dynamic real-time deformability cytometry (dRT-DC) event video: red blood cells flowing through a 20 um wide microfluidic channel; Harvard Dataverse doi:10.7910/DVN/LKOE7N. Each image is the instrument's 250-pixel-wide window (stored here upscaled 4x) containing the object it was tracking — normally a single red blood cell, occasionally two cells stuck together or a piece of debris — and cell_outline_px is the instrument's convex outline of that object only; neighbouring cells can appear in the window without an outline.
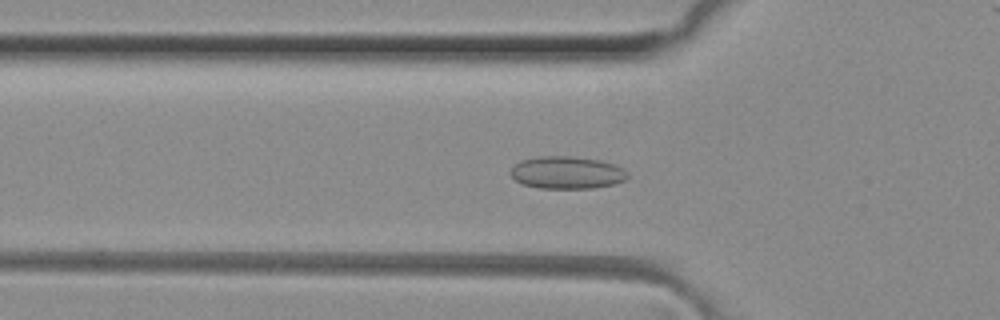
{"species": "common noctule bat (a hibernating species)", "species_latin": "Nyctalus noctula", "temperature_condition": "room temperature", "stored_images_in_passage": 50, "camera_frame_rate_fps": 3000, "um_per_image_px": 0.085, "animal": {"sex": "female", "body_mass_g": 29.2, "forearm_length_mm": 56.3}, "frame": {"image": 1, "passage_image": 16, "time_ms": 5.0, "image_size_px": [1000, 320], "cell_outline_px": [[628, 176], [624, 180], [616, 184], [592, 188], [540, 188], [524, 184], [516, 180], [508, 172], [520, 160], [540, 156], [572, 156], [600, 160], [624, 168], [628, 172]], "centroid_in_image_um": [48.2, 14.66], "position_along_channel_um": 77.6, "area_um2": 22.14}}
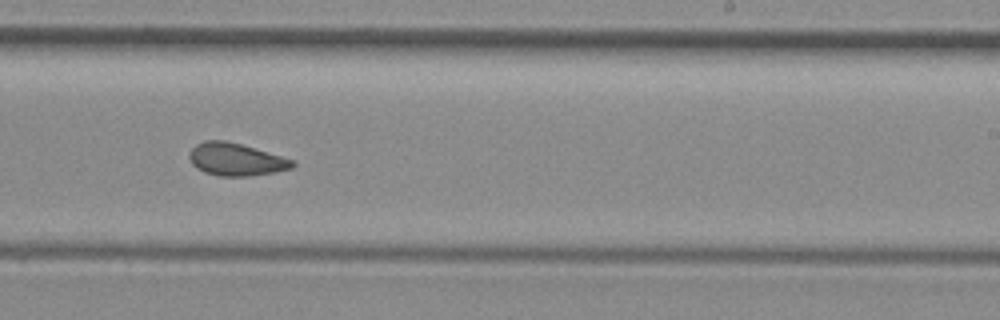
{"frame": {"image": 2, "passage_image": 30, "time_ms": 9.667, "image_size_px": [1000, 320], "cell_outline_px": [[296, 164], [292, 168], [276, 172], [248, 176], [220, 176], [204, 172], [196, 168], [192, 164], [188, 156], [188, 152], [196, 144], [204, 140], [224, 140], [240, 144], [280, 156], [292, 160]], "centroid_in_image_um": [20.0, 13.55], "position_along_channel_um": 269.0, "area_um2": 19.48}}
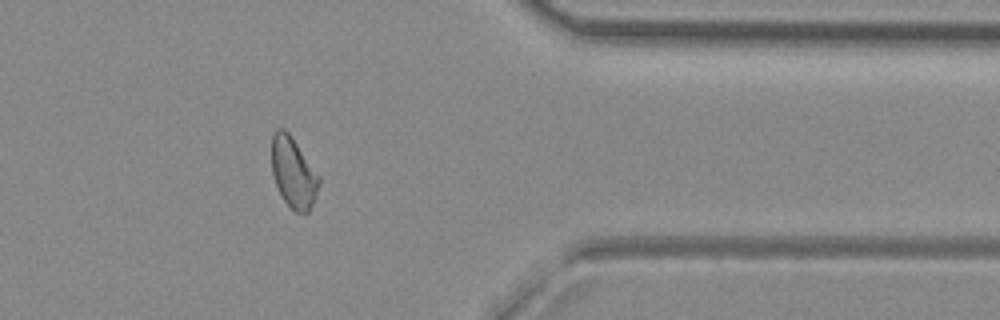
{"frame": {"image": 3, "passage_image": 40, "time_ms": 13.0, "image_size_px": [1000, 320], "cell_outline_px": [[320, 184], [316, 196], [308, 212], [296, 212], [284, 200], [276, 184], [272, 172], [272, 136], [276, 128], [284, 128], [292, 136], [320, 176]], "centroid_in_image_um": [24.95, 14.63], "position_along_channel_um": 386.5, "area_um2": 19.36}, "authors_computed_cell_mechanics": {"area_um2": 19.8543, "velocity_mm_per_s": 4.1005, "shape_relaxation_time_tau1_ms": null, "shape_relaxation_time_tau2_ms": 1.943, "deformation_change_tau1": null, "deformation_change_tau2": 0.0713}}